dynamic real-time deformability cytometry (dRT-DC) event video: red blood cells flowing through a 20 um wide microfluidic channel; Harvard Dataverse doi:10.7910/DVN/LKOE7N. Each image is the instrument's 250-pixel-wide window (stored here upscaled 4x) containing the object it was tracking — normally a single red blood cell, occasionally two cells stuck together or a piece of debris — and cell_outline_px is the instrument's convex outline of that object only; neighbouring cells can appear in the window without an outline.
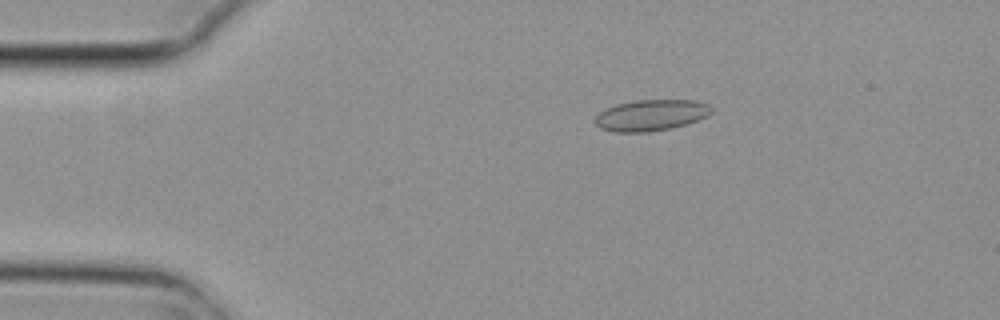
{"species": "common noctule bat (a hibernating species)", "species_latin": "Nyctalus noctula", "temperature_condition": "cold", "stored_images_in_passage": 10, "camera_frame_rate_fps": 3000, "um_per_image_px": 0.085, "animal": {"sex": "female", "body_mass_g": 29.2, "forearm_length_mm": 56.3}, "frame": {"image": 1, "passage_image": 2, "time_ms": 0.333, "image_size_px": [1000, 320], "cell_outline_px": [[712, 112], [708, 116], [672, 128], [648, 132], [612, 132], [600, 128], [596, 124], [596, 116], [600, 112], [616, 104], [636, 100], [696, 100], [708, 104], [712, 108]], "centroid_in_image_um": [55.35, 9.79], "position_along_channel_um": 29.7, "area_um2": 21.04}}
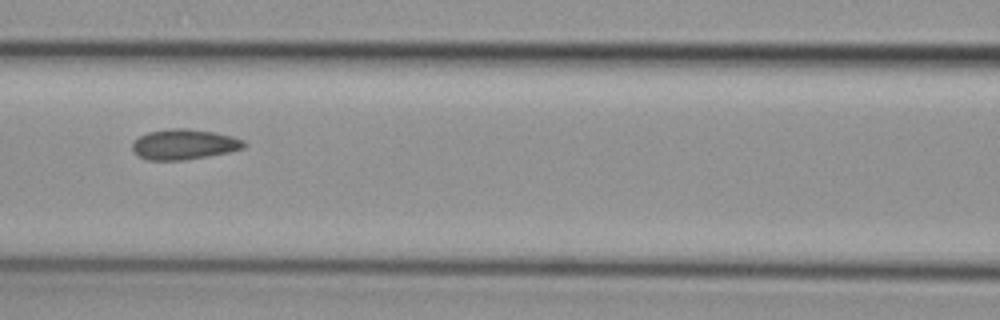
{"frame": {"image": 2, "passage_image": 6, "time_ms": 1.667, "image_size_px": [1000, 320], "cell_outline_px": [[248, 144], [244, 148], [228, 152], [208, 156], [184, 160], [148, 160], [136, 156], [132, 152], [132, 144], [140, 136], [148, 132], [172, 128], [188, 128], [216, 132], [232, 136], [244, 140]], "centroid_in_image_um": [15.65, 12.27], "position_along_channel_um": 150.9, "area_um2": 19.94}}
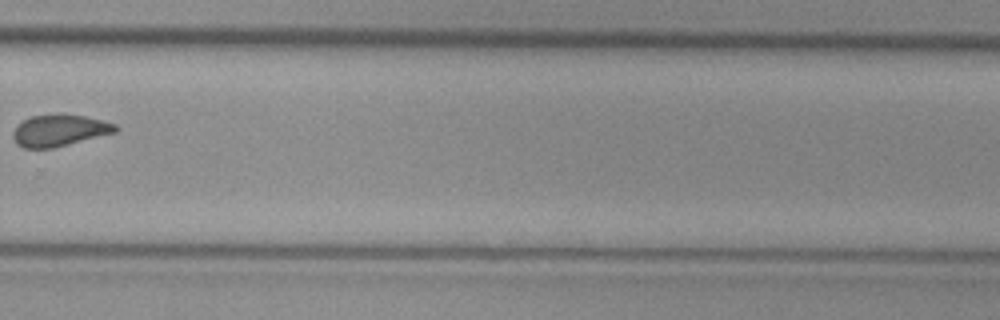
{"frame": {"image": 3, "passage_image": 10, "time_ms": 3.0, "image_size_px": [1000, 320], "cell_outline_px": [[120, 128], [116, 132], [52, 148], [24, 148], [16, 144], [12, 136], [12, 132], [16, 124], [32, 116], [84, 116], [116, 124]], "centroid_in_image_um": [5.02, 11.12], "position_along_channel_um": 324.8, "area_um2": 18.38}}